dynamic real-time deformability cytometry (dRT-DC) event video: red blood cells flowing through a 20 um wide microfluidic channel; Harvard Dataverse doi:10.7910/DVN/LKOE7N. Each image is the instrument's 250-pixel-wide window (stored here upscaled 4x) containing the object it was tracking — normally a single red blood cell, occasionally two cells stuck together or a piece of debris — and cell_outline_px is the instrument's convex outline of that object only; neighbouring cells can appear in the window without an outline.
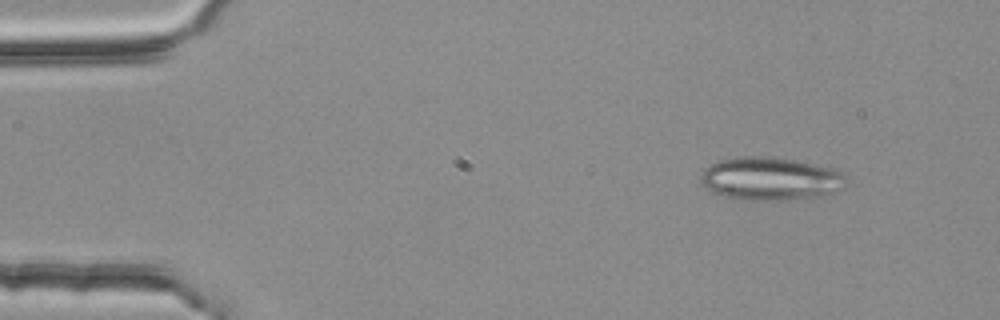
{"species": "common noctule bat (a hibernating species)", "species_latin": "Nyctalus noctula", "temperature_condition": "room temperature", "stored_images_in_passage": 4, "camera_frame_rate_fps": 3000, "um_per_image_px": 0.085, "animal": {"sex": "female", "body_mass_g": 25.1}, "frame": {"image": 1, "passage_image": 2, "time_ms": 0.333, "image_size_px": [1000, 320], "cell_outline_px": [[848, 176], [844, 184], [840, 188], [824, 196], [788, 200], [732, 200], [712, 192], [700, 180], [700, 176], [704, 168], [720, 160], [744, 156], [764, 156], [792, 160], [832, 168], [844, 172]], "centroid_in_image_um": [65.48, 15.21], "position_along_channel_um": 19.5, "area_um2": 36.65}}